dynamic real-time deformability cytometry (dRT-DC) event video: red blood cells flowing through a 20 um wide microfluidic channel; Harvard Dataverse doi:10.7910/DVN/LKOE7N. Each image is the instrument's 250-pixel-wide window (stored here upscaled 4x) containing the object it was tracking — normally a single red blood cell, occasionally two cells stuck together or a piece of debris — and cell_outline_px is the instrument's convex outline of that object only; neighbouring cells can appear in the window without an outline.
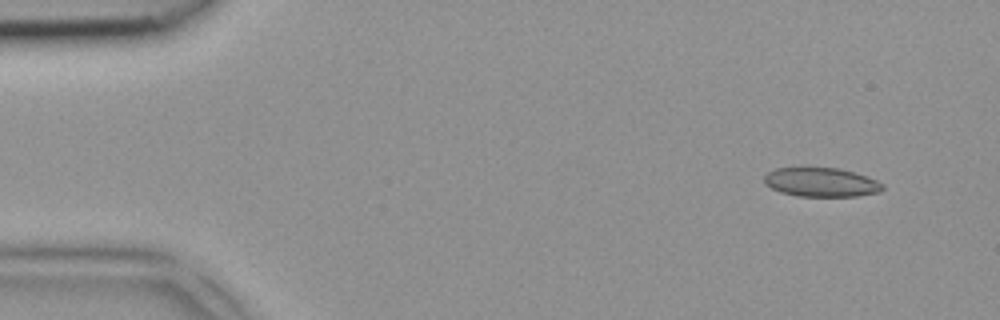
{"species": "common noctule bat (a hibernating species)", "species_latin": "Nyctalus noctula", "temperature_condition": "room temperature", "stored_images_in_passage": 5, "segment_of_instrument_passage": [2, 2], "camera_frame_rate_fps": 3000, "um_per_image_px": 0.085, "animal": {"sex": "female", "body_mass_g": 18.4}, "frame": {"image": 1, "passage_image": 5, "time_ms": 1.333, "image_size_px": [1000, 320], "cell_outline_px": [[884, 188], [880, 192], [856, 196], [796, 196], [780, 192], [772, 188], [764, 180], [764, 176], [768, 172], [776, 168], [804, 164], [808, 164], [840, 168], [876, 180], [884, 184]], "centroid_in_image_um": [69.75, 15.43], "position_along_channel_um": 15.2, "area_um2": 20.81}}